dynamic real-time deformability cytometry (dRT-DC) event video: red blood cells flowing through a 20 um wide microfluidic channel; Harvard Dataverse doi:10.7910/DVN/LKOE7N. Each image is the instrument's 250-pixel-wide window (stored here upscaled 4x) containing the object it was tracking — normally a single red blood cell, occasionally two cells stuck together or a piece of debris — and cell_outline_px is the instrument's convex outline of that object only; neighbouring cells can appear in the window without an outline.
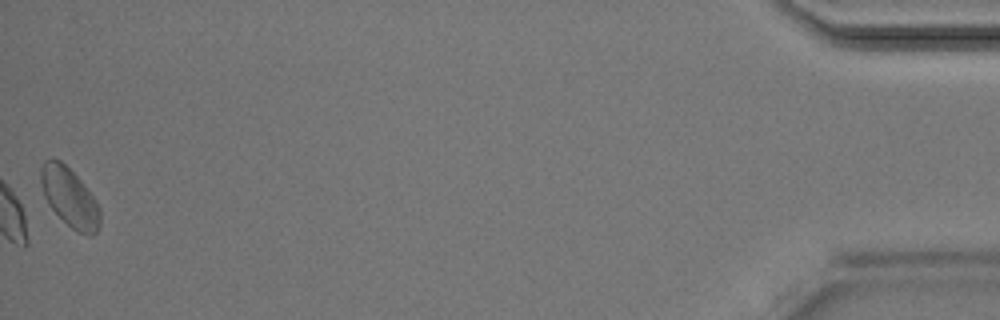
{"species": "Egyptian fruit bat (a non-hibernating species)", "species_latin": "Rousettus aegyptiacus", "temperature_condition": "room temperature", "stored_images_in_passage": 34, "camera_frame_rate_fps": 3000, "um_per_image_px": 0.085, "animal": {"sex": "male"}, "frame": {"image": 1, "passage_image": 34, "time_ms": 11.0, "image_size_px": [1000, 320], "cell_outline_px": [[100, 228], [92, 236], [88, 236], [76, 232], [48, 204], [44, 196], [40, 180], [40, 168], [44, 160], [52, 156], [60, 160], [80, 180], [96, 200], [100, 208]], "centroid_in_image_um": [5.91, 16.77], "position_along_channel_um": 429.3, "area_um2": 20.4}}